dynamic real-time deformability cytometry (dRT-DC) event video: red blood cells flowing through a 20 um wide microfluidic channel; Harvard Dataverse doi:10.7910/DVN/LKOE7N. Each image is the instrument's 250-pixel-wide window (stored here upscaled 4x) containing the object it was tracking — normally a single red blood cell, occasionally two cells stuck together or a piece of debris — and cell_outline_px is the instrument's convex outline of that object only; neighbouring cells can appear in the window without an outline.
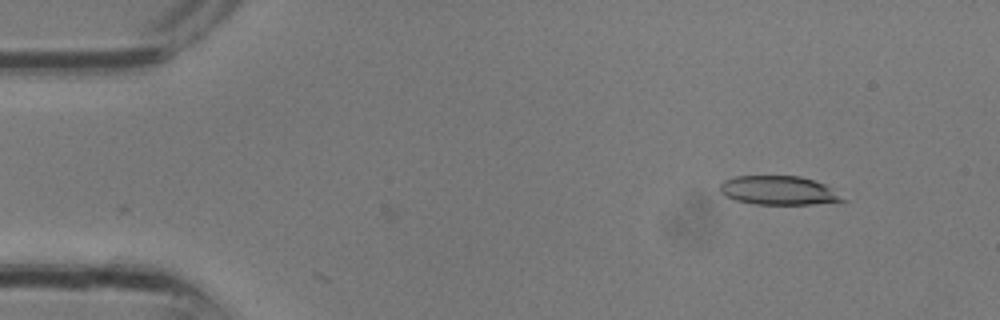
{"species": "common noctule bat (a hibernating species)", "species_latin": "Nyctalus noctula", "temperature_condition": "room temperature", "stored_images_in_passage": 17, "camera_frame_rate_fps": 3000, "um_per_image_px": 0.085, "animal": {"sex": "male", "body_mass_g": 13.3}, "frame": {"image": 1, "passage_image": 4, "time_ms": 1.0, "image_size_px": [1000, 320], "cell_outline_px": [[832, 200], [796, 204], [772, 204], [744, 200], [732, 196], [748, 176], [792, 176], [808, 180], [816, 184]], "centroid_in_image_um": [66.31, 16.19], "position_along_channel_um": 18.7, "area_um2": 15.2}}
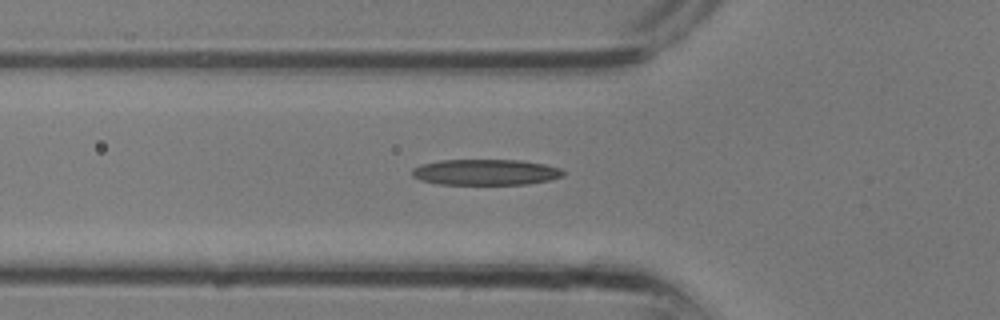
{"frame": {"image": 2, "passage_image": 11, "time_ms": 3.333, "image_size_px": [1000, 320], "cell_outline_px": [[556, 172], [552, 176], [536, 180], [508, 184], [460, 184], [432, 180], [424, 172], [424, 168], [432, 164], [460, 160], [496, 160], [532, 164], [548, 168]], "centroid_in_image_um": [41.33, 14.63], "position_along_channel_um": 84.5, "area_um2": 18.09}}
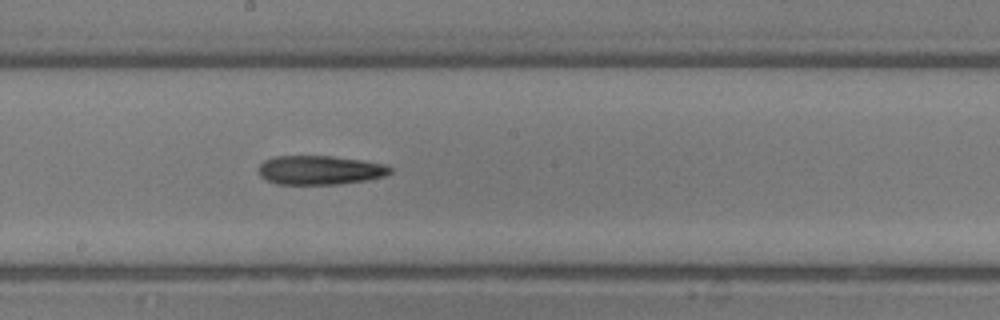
{"frame": {"image": 3, "passage_image": 17, "time_ms": 5.333, "image_size_px": [1000, 320], "cell_outline_px": [[388, 172], [376, 176], [352, 180], [276, 180], [268, 176], [264, 172], [264, 164], [276, 160], [340, 160], [368, 164], [388, 168]], "centroid_in_image_um": [27.29, 14.46], "position_along_channel_um": 220.9, "area_um2": 15.32}}